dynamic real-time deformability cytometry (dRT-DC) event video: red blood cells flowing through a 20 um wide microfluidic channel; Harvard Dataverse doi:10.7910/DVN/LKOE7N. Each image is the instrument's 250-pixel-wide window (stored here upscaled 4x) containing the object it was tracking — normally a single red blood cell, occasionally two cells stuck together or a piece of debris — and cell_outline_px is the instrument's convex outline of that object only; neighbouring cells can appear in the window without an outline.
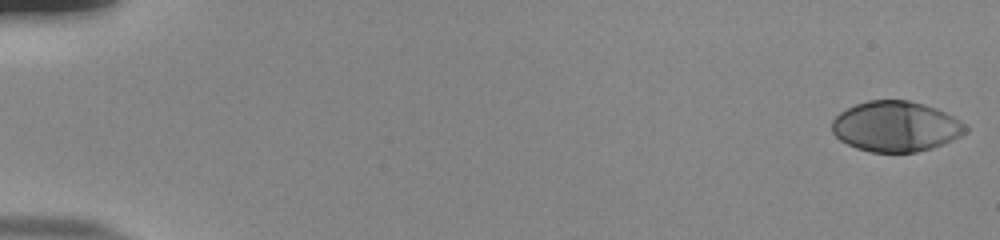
{"species": "human", "species_latin": "Homo sapiens", "temperature_condition": "room temperature", "stored_images_in_passage": 54, "camera_frame_rate_fps": 3000, "um_per_image_px": 0.085, "donor": {"sex": "male"}, "frame": {"image": 1, "passage_image": 1, "time_ms": 0.0, "image_size_px": [1000, 240], "cell_outline_px": [[968, 132], [944, 144], [932, 148], [916, 152], [872, 152], [856, 148], [840, 140], [832, 132], [832, 120], [840, 112], [856, 104], [868, 100], [908, 100], [924, 104], [936, 108], [960, 120], [968, 128]], "centroid_in_image_um": [76.15, 10.75], "position_along_channel_um": 8.9, "area_um2": 39.25}}
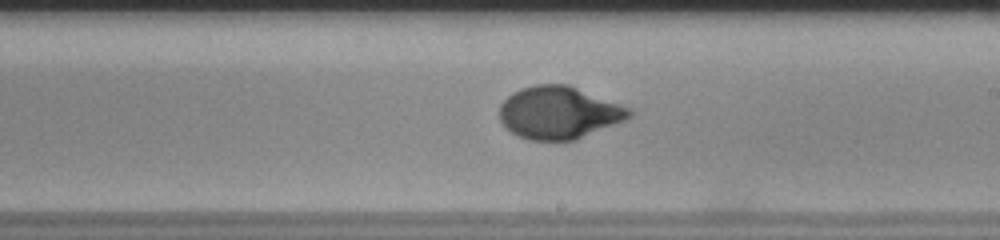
{"frame": {"image": 2, "passage_image": 33, "time_ms": 10.667, "image_size_px": [1000, 240], "cell_outline_px": [[632, 116], [624, 120], [576, 140], [528, 140], [512, 132], [500, 120], [500, 104], [512, 92], [520, 88], [536, 84], [568, 84], [632, 108]], "centroid_in_image_um": [47.52, 9.56], "position_along_channel_um": 241.5, "area_um2": 39.65}}
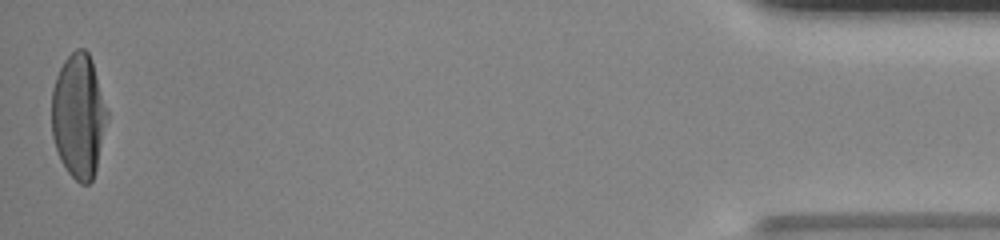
{"frame": {"image": 3, "passage_image": 54, "time_ms": 17.667, "image_size_px": [1000, 240], "cell_outline_px": [[108, 116], [96, 168], [92, 180], [88, 184], [80, 184], [68, 172], [60, 160], [52, 136], [52, 88], [56, 76], [64, 60], [76, 48], [84, 48], [88, 52], [92, 60], [108, 108]], "centroid_in_image_um": [6.68, 9.83], "position_along_channel_um": 428.5, "area_um2": 40.29}, "authors_computed_cell_mechanics": {"area_um2": 39.1884, "velocity_mm_per_s": 3.8343, "shape_relaxation_time_tau1_ms": 4.6029, "shape_relaxation_time_tau2_ms": null, "deformation_change_tau1": 0.2444, "deformation_change_tau2": null}}